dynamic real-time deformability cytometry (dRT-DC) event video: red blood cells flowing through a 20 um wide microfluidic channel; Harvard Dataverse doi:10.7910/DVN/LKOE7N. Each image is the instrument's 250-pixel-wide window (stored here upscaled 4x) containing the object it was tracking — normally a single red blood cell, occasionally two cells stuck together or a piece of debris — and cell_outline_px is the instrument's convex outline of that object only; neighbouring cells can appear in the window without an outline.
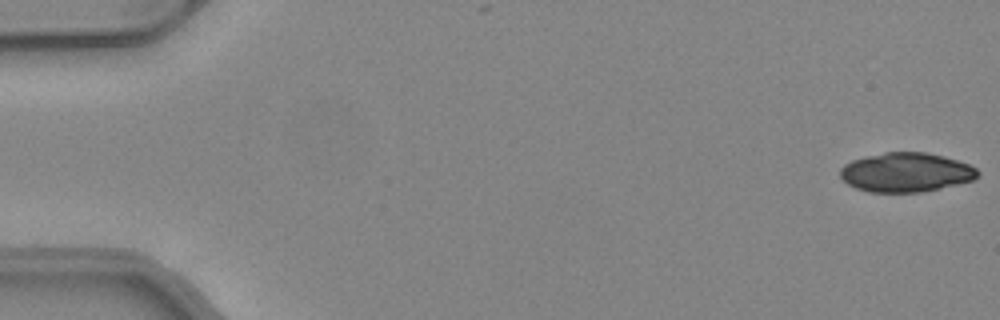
{"species": "common noctule bat (a hibernating species)", "species_latin": "Nyctalus noctula", "temperature_condition": "warm", "stored_images_in_passage": 49, "camera_frame_rate_fps": 3000, "um_per_image_px": 0.085, "animal": {"sex": "female", "body_mass_g": 24.6, "forearm_length_mm": 56.2}, "frame": {"image": 1, "passage_image": 1, "time_ms": 0.0, "image_size_px": [1000, 320], "cell_outline_px": [[980, 172], [972, 180], [940, 188], [920, 192], [868, 192], [856, 188], [848, 184], [840, 176], [840, 168], [844, 164], [852, 160], [864, 156], [884, 152], [928, 152], [944, 156], [968, 164], [976, 168]], "centroid_in_image_um": [76.97, 14.64], "position_along_channel_um": 8.0, "area_um2": 31.44}}